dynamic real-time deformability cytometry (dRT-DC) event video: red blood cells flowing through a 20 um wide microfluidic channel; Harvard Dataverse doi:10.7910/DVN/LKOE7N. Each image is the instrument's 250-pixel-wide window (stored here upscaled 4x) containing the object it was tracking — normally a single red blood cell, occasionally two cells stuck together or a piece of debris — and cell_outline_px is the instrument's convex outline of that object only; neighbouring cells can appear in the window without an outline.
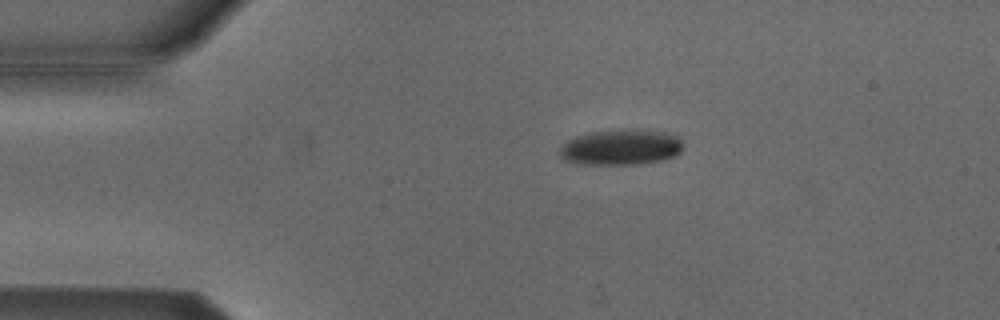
{"species": "Egyptian fruit bat (a non-hibernating species)", "species_latin": "Rousettus aegyptiacus", "temperature_condition": "cold", "stored_images_in_passage": 2, "camera_frame_rate_fps": 3000, "um_per_image_px": 0.085, "animal": {"sex": "male"}, "frame": {"image": 1, "passage_image": 1, "time_ms": 0.0, "image_size_px": [1000, 320], "cell_outline_px": [[684, 148], [676, 156], [664, 160], [640, 164], [580, 164], [564, 160], [560, 156], [560, 148], [568, 140], [576, 136], [592, 132], [628, 128], [664, 132], [676, 136], [684, 144]], "centroid_in_image_um": [52.81, 12.52], "position_along_channel_um": 32.2, "area_um2": 25.84}}